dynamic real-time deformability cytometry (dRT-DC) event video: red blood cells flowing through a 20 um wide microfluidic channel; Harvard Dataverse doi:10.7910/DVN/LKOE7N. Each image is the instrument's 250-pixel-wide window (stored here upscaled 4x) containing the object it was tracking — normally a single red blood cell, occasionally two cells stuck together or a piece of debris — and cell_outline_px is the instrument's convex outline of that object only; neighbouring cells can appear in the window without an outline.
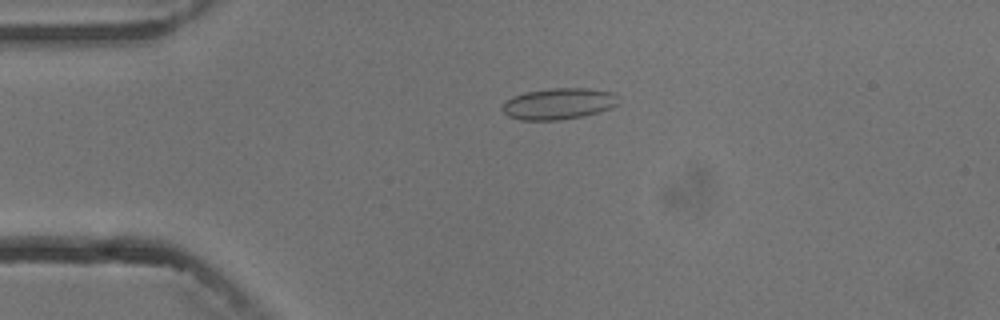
{"species": "common noctule bat (a hibernating species)", "species_latin": "Nyctalus noctula", "temperature_condition": "cold", "stored_images_in_passage": 3, "camera_frame_rate_fps": 3000, "um_per_image_px": 0.085, "animal": {"sex": "male", "body_mass_g": 13.3}, "frame": {"image": 1, "passage_image": 2, "time_ms": 1.333, "image_size_px": [1000, 320], "cell_outline_px": [[620, 96], [616, 104], [612, 108], [584, 116], [560, 120], [520, 120], [508, 116], [500, 108], [512, 96], [524, 92], [552, 88], [588, 88], [616, 92]], "centroid_in_image_um": [47.52, 8.81], "position_along_channel_um": 37.5, "area_um2": 21.44}}